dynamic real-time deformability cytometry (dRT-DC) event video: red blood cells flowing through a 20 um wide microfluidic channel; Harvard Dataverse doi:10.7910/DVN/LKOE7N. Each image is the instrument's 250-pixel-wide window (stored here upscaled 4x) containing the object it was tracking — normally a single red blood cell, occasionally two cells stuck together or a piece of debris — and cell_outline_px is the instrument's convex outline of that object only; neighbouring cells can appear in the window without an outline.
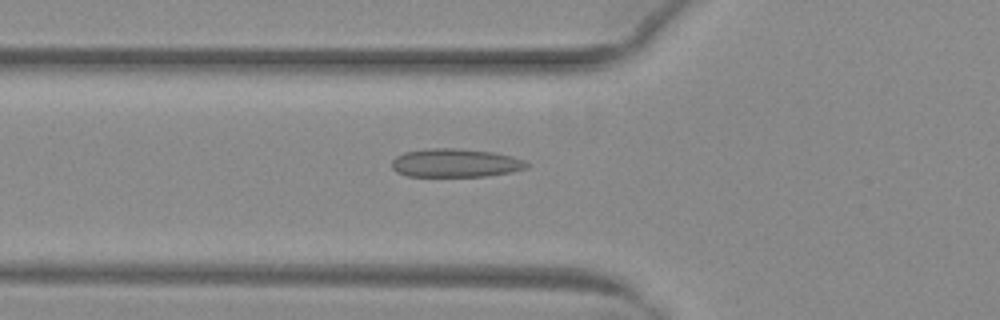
{"species": "common noctule bat (a hibernating species)", "species_latin": "Nyctalus noctula", "temperature_condition": "warm", "stored_images_in_passage": 36, "camera_frame_rate_fps": 3000, "um_per_image_px": 0.085, "animal": {"sex": "female", "body_mass_g": 29.2, "forearm_length_mm": 56.3}, "frame": {"image": 1, "passage_image": 9, "time_ms": 2.667, "image_size_px": [1000, 320], "cell_outline_px": [[528, 168], [512, 172], [488, 176], [408, 176], [396, 172], [392, 168], [392, 160], [396, 156], [404, 152], [428, 148], [456, 148], [492, 152], [512, 156], [524, 160], [528, 164]], "centroid_in_image_um": [38.71, 13.85], "position_along_channel_um": 87.1, "area_um2": 22.48}}
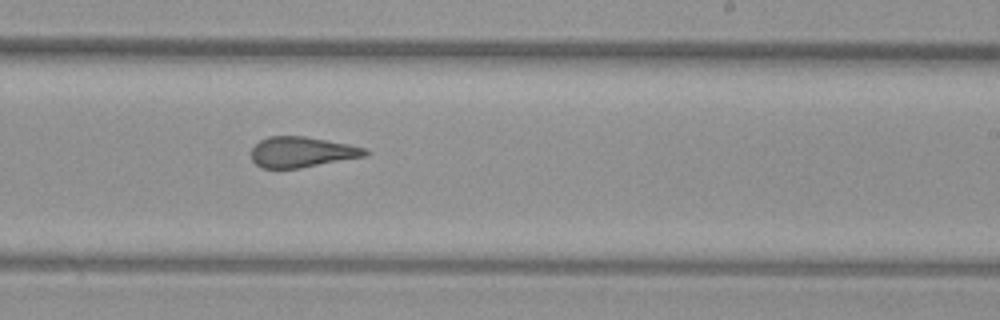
{"frame": {"image": 2, "passage_image": 22, "time_ms": 7.0, "image_size_px": [1000, 320], "cell_outline_px": [[368, 152], [364, 156], [300, 168], [264, 168], [256, 164], [252, 160], [252, 148], [260, 140], [268, 136], [304, 136], [348, 144], [364, 148]], "centroid_in_image_um": [25.61, 12.92], "position_along_channel_um": 263.4, "area_um2": 19.94}}
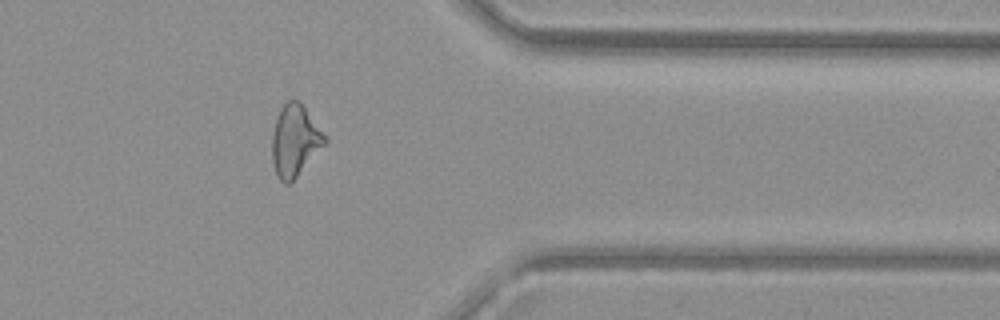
{"frame": {"image": 3, "passage_image": 32, "time_ms": 10.333, "image_size_px": [1000, 320], "cell_outline_px": [[328, 144], [292, 184], [284, 184], [276, 176], [272, 160], [272, 136], [276, 116], [280, 108], [288, 100], [300, 100], [328, 140]], "centroid_in_image_um": [25.09, 12.01], "position_along_channel_um": 386.3, "area_um2": 22.72}}